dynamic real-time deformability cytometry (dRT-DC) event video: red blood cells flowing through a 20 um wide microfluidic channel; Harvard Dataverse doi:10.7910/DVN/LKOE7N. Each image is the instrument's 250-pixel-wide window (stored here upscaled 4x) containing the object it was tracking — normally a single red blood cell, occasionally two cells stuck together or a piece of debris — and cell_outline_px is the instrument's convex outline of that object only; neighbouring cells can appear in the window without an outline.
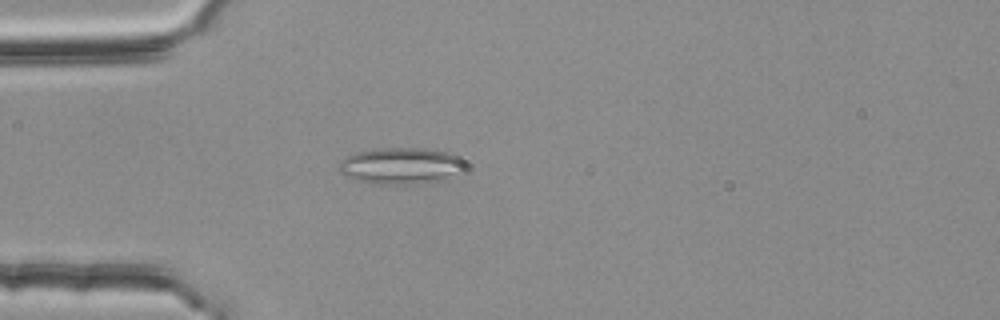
{"species": "common noctule bat (a hibernating species)", "species_latin": "Nyctalus noctula", "temperature_condition": "room temperature", "stored_images_in_passage": 1, "camera_frame_rate_fps": 3000, "um_per_image_px": 0.085, "animal": {"sex": "female", "body_mass_g": 25.1}, "frame": {"image": 1, "passage_image": 1, "time_ms": 0.0, "image_size_px": [1000, 320], "cell_outline_px": [[468, 168], [464, 172], [444, 180], [416, 184], [372, 184], [356, 180], [344, 176], [340, 172], [340, 160], [356, 152], [384, 148], [424, 148], [448, 152], [464, 160], [468, 164]], "centroid_in_image_um": [34.16, 14.11], "position_along_channel_um": 50.8, "area_um2": 27.28}}